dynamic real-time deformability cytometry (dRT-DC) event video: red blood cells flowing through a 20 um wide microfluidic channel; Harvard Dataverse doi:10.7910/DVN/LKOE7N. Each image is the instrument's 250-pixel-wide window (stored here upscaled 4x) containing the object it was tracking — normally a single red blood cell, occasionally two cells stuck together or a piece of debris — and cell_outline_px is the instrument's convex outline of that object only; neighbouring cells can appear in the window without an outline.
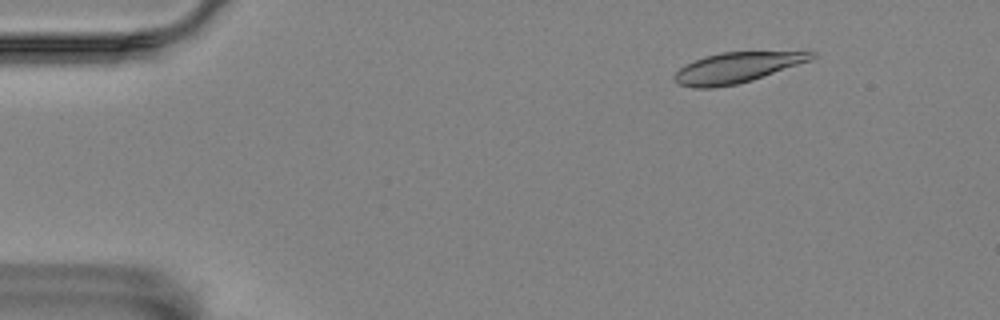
{"species": "Egyptian fruit bat (a non-hibernating species)", "species_latin": "Rousettus aegyptiacus", "temperature_condition": "room temperature", "stored_images_in_passage": 8, "camera_frame_rate_fps": 3000, "um_per_image_px": 0.085, "animal": {"sex": "female"}, "frame": {"image": 1, "passage_image": 2, "time_ms": 1.667, "image_size_px": [1000, 320], "cell_outline_px": [[816, 56], [812, 60], [752, 80], [736, 84], [712, 88], [692, 88], [680, 84], [672, 76], [684, 64], [704, 56], [720, 52], [816, 52]], "centroid_in_image_um": [62.6, 5.75], "position_along_channel_um": 22.4, "area_um2": 24.16}}
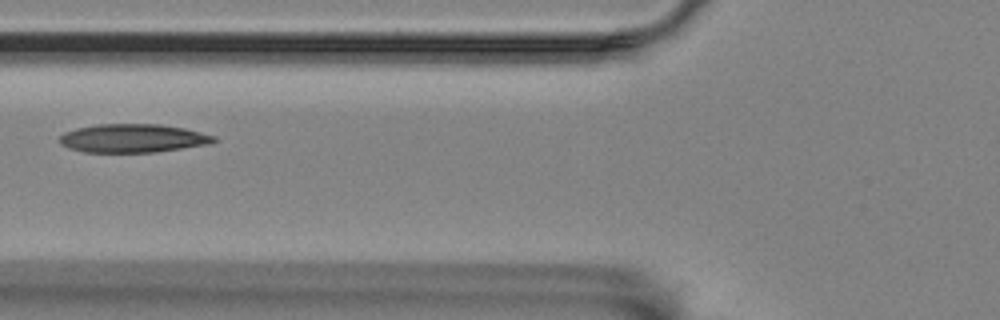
{"frame": {"image": 2, "passage_image": 6, "time_ms": 6.667, "image_size_px": [1000, 320], "cell_outline_px": [[220, 140], [212, 144], [156, 152], [84, 152], [68, 148], [60, 144], [60, 136], [64, 132], [76, 128], [96, 124], [160, 124], [184, 128], [216, 136]], "centroid_in_image_um": [11.33, 11.75], "position_along_channel_um": 114.5, "area_um2": 25.89}}
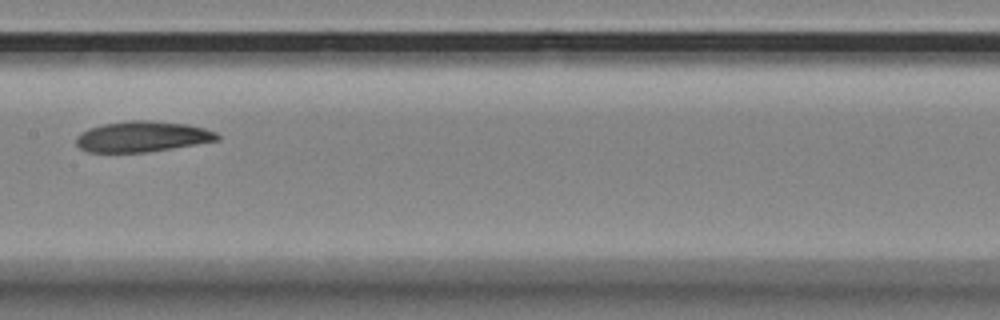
{"frame": {"image": 3, "passage_image": 8, "time_ms": 9.0, "image_size_px": [1000, 320], "cell_outline_px": [[220, 140], [172, 148], [144, 152], [88, 152], [80, 148], [76, 144], [76, 136], [80, 132], [88, 128], [104, 124], [132, 120], [152, 120], [188, 124], [204, 128], [216, 132], [220, 136]], "centroid_in_image_um": [12.09, 11.6], "position_along_channel_um": 195.3, "area_um2": 25.26}}